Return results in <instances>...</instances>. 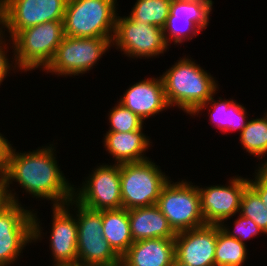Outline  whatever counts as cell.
<instances>
[{
    "label": "cell",
    "instance_id": "cell-19",
    "mask_svg": "<svg viewBox=\"0 0 267 266\" xmlns=\"http://www.w3.org/2000/svg\"><path fill=\"white\" fill-rule=\"evenodd\" d=\"M128 216L133 242L154 238L174 239L177 234L156 204L128 209Z\"/></svg>",
    "mask_w": 267,
    "mask_h": 266
},
{
    "label": "cell",
    "instance_id": "cell-18",
    "mask_svg": "<svg viewBox=\"0 0 267 266\" xmlns=\"http://www.w3.org/2000/svg\"><path fill=\"white\" fill-rule=\"evenodd\" d=\"M174 259V239H145L129 247L121 257L120 266H171Z\"/></svg>",
    "mask_w": 267,
    "mask_h": 266
},
{
    "label": "cell",
    "instance_id": "cell-15",
    "mask_svg": "<svg viewBox=\"0 0 267 266\" xmlns=\"http://www.w3.org/2000/svg\"><path fill=\"white\" fill-rule=\"evenodd\" d=\"M175 259L188 266H215L217 225L178 232L174 238Z\"/></svg>",
    "mask_w": 267,
    "mask_h": 266
},
{
    "label": "cell",
    "instance_id": "cell-9",
    "mask_svg": "<svg viewBox=\"0 0 267 266\" xmlns=\"http://www.w3.org/2000/svg\"><path fill=\"white\" fill-rule=\"evenodd\" d=\"M112 39L64 36L53 60L42 71L65 77L85 74L112 47Z\"/></svg>",
    "mask_w": 267,
    "mask_h": 266
},
{
    "label": "cell",
    "instance_id": "cell-28",
    "mask_svg": "<svg viewBox=\"0 0 267 266\" xmlns=\"http://www.w3.org/2000/svg\"><path fill=\"white\" fill-rule=\"evenodd\" d=\"M220 227L230 237L238 239L242 243H245V240L250 239L258 234L264 233L253 220L240 214L236 221H234L233 231L224 223H222Z\"/></svg>",
    "mask_w": 267,
    "mask_h": 266
},
{
    "label": "cell",
    "instance_id": "cell-33",
    "mask_svg": "<svg viewBox=\"0 0 267 266\" xmlns=\"http://www.w3.org/2000/svg\"><path fill=\"white\" fill-rule=\"evenodd\" d=\"M171 266H188V265H185V264L181 263L180 261H178L177 259H174Z\"/></svg>",
    "mask_w": 267,
    "mask_h": 266
},
{
    "label": "cell",
    "instance_id": "cell-36",
    "mask_svg": "<svg viewBox=\"0 0 267 266\" xmlns=\"http://www.w3.org/2000/svg\"><path fill=\"white\" fill-rule=\"evenodd\" d=\"M66 266H83V265L75 264V265H66Z\"/></svg>",
    "mask_w": 267,
    "mask_h": 266
},
{
    "label": "cell",
    "instance_id": "cell-1",
    "mask_svg": "<svg viewBox=\"0 0 267 266\" xmlns=\"http://www.w3.org/2000/svg\"><path fill=\"white\" fill-rule=\"evenodd\" d=\"M54 151L53 144L25 153L16 152L11 145L0 178L8 187L12 203H19L15 190L10 189L13 181L32 197L51 200L53 205H64L73 199L74 185L60 171Z\"/></svg>",
    "mask_w": 267,
    "mask_h": 266
},
{
    "label": "cell",
    "instance_id": "cell-25",
    "mask_svg": "<svg viewBox=\"0 0 267 266\" xmlns=\"http://www.w3.org/2000/svg\"><path fill=\"white\" fill-rule=\"evenodd\" d=\"M171 0H137L128 17L133 21L163 28L170 14Z\"/></svg>",
    "mask_w": 267,
    "mask_h": 266
},
{
    "label": "cell",
    "instance_id": "cell-26",
    "mask_svg": "<svg viewBox=\"0 0 267 266\" xmlns=\"http://www.w3.org/2000/svg\"><path fill=\"white\" fill-rule=\"evenodd\" d=\"M239 214L253 220L264 234H267V209L250 185L243 192Z\"/></svg>",
    "mask_w": 267,
    "mask_h": 266
},
{
    "label": "cell",
    "instance_id": "cell-14",
    "mask_svg": "<svg viewBox=\"0 0 267 266\" xmlns=\"http://www.w3.org/2000/svg\"><path fill=\"white\" fill-rule=\"evenodd\" d=\"M228 184L211 185L206 188L198 186L201 212L206 225H221L235 214H239L243 192L249 185L248 178L231 177Z\"/></svg>",
    "mask_w": 267,
    "mask_h": 266
},
{
    "label": "cell",
    "instance_id": "cell-32",
    "mask_svg": "<svg viewBox=\"0 0 267 266\" xmlns=\"http://www.w3.org/2000/svg\"><path fill=\"white\" fill-rule=\"evenodd\" d=\"M11 145L9 140L0 133V170L6 163Z\"/></svg>",
    "mask_w": 267,
    "mask_h": 266
},
{
    "label": "cell",
    "instance_id": "cell-11",
    "mask_svg": "<svg viewBox=\"0 0 267 266\" xmlns=\"http://www.w3.org/2000/svg\"><path fill=\"white\" fill-rule=\"evenodd\" d=\"M92 171L82 187H74L73 198L92 210L122 208L120 164H102Z\"/></svg>",
    "mask_w": 267,
    "mask_h": 266
},
{
    "label": "cell",
    "instance_id": "cell-34",
    "mask_svg": "<svg viewBox=\"0 0 267 266\" xmlns=\"http://www.w3.org/2000/svg\"><path fill=\"white\" fill-rule=\"evenodd\" d=\"M0 37L4 34V31L2 30L4 28L3 26V16H0Z\"/></svg>",
    "mask_w": 267,
    "mask_h": 266
},
{
    "label": "cell",
    "instance_id": "cell-21",
    "mask_svg": "<svg viewBox=\"0 0 267 266\" xmlns=\"http://www.w3.org/2000/svg\"><path fill=\"white\" fill-rule=\"evenodd\" d=\"M209 105V106H208ZM208 106V107H207ZM209 111L210 123L216 125L224 134L231 131L239 130L240 133L243 128L248 124L249 117L246 116L247 109L240 103L230 98L222 99L219 97V101L215 100L212 96L205 104H202L191 116L199 115L202 110Z\"/></svg>",
    "mask_w": 267,
    "mask_h": 266
},
{
    "label": "cell",
    "instance_id": "cell-8",
    "mask_svg": "<svg viewBox=\"0 0 267 266\" xmlns=\"http://www.w3.org/2000/svg\"><path fill=\"white\" fill-rule=\"evenodd\" d=\"M192 184L186 180L175 183L169 180L156 203L176 233L206 225L201 212L198 186Z\"/></svg>",
    "mask_w": 267,
    "mask_h": 266
},
{
    "label": "cell",
    "instance_id": "cell-31",
    "mask_svg": "<svg viewBox=\"0 0 267 266\" xmlns=\"http://www.w3.org/2000/svg\"><path fill=\"white\" fill-rule=\"evenodd\" d=\"M12 204V200L5 182L0 178V214Z\"/></svg>",
    "mask_w": 267,
    "mask_h": 266
},
{
    "label": "cell",
    "instance_id": "cell-17",
    "mask_svg": "<svg viewBox=\"0 0 267 266\" xmlns=\"http://www.w3.org/2000/svg\"><path fill=\"white\" fill-rule=\"evenodd\" d=\"M117 102L135 113L142 121L169 109L161 76L133 84Z\"/></svg>",
    "mask_w": 267,
    "mask_h": 266
},
{
    "label": "cell",
    "instance_id": "cell-3",
    "mask_svg": "<svg viewBox=\"0 0 267 266\" xmlns=\"http://www.w3.org/2000/svg\"><path fill=\"white\" fill-rule=\"evenodd\" d=\"M63 21H48L18 31L9 40L12 43L17 70L25 72L45 69L53 60L64 38Z\"/></svg>",
    "mask_w": 267,
    "mask_h": 266
},
{
    "label": "cell",
    "instance_id": "cell-24",
    "mask_svg": "<svg viewBox=\"0 0 267 266\" xmlns=\"http://www.w3.org/2000/svg\"><path fill=\"white\" fill-rule=\"evenodd\" d=\"M240 134L243 149L253 157L262 159L267 154V112L263 117L251 119Z\"/></svg>",
    "mask_w": 267,
    "mask_h": 266
},
{
    "label": "cell",
    "instance_id": "cell-12",
    "mask_svg": "<svg viewBox=\"0 0 267 266\" xmlns=\"http://www.w3.org/2000/svg\"><path fill=\"white\" fill-rule=\"evenodd\" d=\"M68 0H3V26L10 38L25 28L63 21Z\"/></svg>",
    "mask_w": 267,
    "mask_h": 266
},
{
    "label": "cell",
    "instance_id": "cell-6",
    "mask_svg": "<svg viewBox=\"0 0 267 266\" xmlns=\"http://www.w3.org/2000/svg\"><path fill=\"white\" fill-rule=\"evenodd\" d=\"M169 180L168 175L151 159L120 164L122 208L128 210L155 205Z\"/></svg>",
    "mask_w": 267,
    "mask_h": 266
},
{
    "label": "cell",
    "instance_id": "cell-27",
    "mask_svg": "<svg viewBox=\"0 0 267 266\" xmlns=\"http://www.w3.org/2000/svg\"><path fill=\"white\" fill-rule=\"evenodd\" d=\"M116 105L109 111L108 120L111 126L107 132L127 133L143 129L144 121L119 102Z\"/></svg>",
    "mask_w": 267,
    "mask_h": 266
},
{
    "label": "cell",
    "instance_id": "cell-29",
    "mask_svg": "<svg viewBox=\"0 0 267 266\" xmlns=\"http://www.w3.org/2000/svg\"><path fill=\"white\" fill-rule=\"evenodd\" d=\"M255 180L248 178V184L258 193L267 209V160L255 170Z\"/></svg>",
    "mask_w": 267,
    "mask_h": 266
},
{
    "label": "cell",
    "instance_id": "cell-5",
    "mask_svg": "<svg viewBox=\"0 0 267 266\" xmlns=\"http://www.w3.org/2000/svg\"><path fill=\"white\" fill-rule=\"evenodd\" d=\"M73 205L75 206L74 209ZM69 206L76 213L78 225L77 264L83 266H120L121 258L103 236L102 210H92L74 198Z\"/></svg>",
    "mask_w": 267,
    "mask_h": 266
},
{
    "label": "cell",
    "instance_id": "cell-35",
    "mask_svg": "<svg viewBox=\"0 0 267 266\" xmlns=\"http://www.w3.org/2000/svg\"><path fill=\"white\" fill-rule=\"evenodd\" d=\"M2 9H3V0H0V16H3Z\"/></svg>",
    "mask_w": 267,
    "mask_h": 266
},
{
    "label": "cell",
    "instance_id": "cell-20",
    "mask_svg": "<svg viewBox=\"0 0 267 266\" xmlns=\"http://www.w3.org/2000/svg\"><path fill=\"white\" fill-rule=\"evenodd\" d=\"M142 130L127 133L107 132L104 135L105 150L115 159V164L141 162L150 159L145 157L144 153L146 150L148 151L152 142Z\"/></svg>",
    "mask_w": 267,
    "mask_h": 266
},
{
    "label": "cell",
    "instance_id": "cell-2",
    "mask_svg": "<svg viewBox=\"0 0 267 266\" xmlns=\"http://www.w3.org/2000/svg\"><path fill=\"white\" fill-rule=\"evenodd\" d=\"M169 107H178L190 116L216 94L218 83L195 60L182 57L161 75Z\"/></svg>",
    "mask_w": 267,
    "mask_h": 266
},
{
    "label": "cell",
    "instance_id": "cell-22",
    "mask_svg": "<svg viewBox=\"0 0 267 266\" xmlns=\"http://www.w3.org/2000/svg\"><path fill=\"white\" fill-rule=\"evenodd\" d=\"M103 236L113 251L121 258L134 243L128 210L125 208L102 210Z\"/></svg>",
    "mask_w": 267,
    "mask_h": 266
},
{
    "label": "cell",
    "instance_id": "cell-10",
    "mask_svg": "<svg viewBox=\"0 0 267 266\" xmlns=\"http://www.w3.org/2000/svg\"><path fill=\"white\" fill-rule=\"evenodd\" d=\"M117 14L112 46L133 59L159 57L169 50L163 29L151 24L133 21ZM135 57V58H134Z\"/></svg>",
    "mask_w": 267,
    "mask_h": 266
},
{
    "label": "cell",
    "instance_id": "cell-4",
    "mask_svg": "<svg viewBox=\"0 0 267 266\" xmlns=\"http://www.w3.org/2000/svg\"><path fill=\"white\" fill-rule=\"evenodd\" d=\"M117 0H68L64 35L81 38H113Z\"/></svg>",
    "mask_w": 267,
    "mask_h": 266
},
{
    "label": "cell",
    "instance_id": "cell-30",
    "mask_svg": "<svg viewBox=\"0 0 267 266\" xmlns=\"http://www.w3.org/2000/svg\"><path fill=\"white\" fill-rule=\"evenodd\" d=\"M5 34H3L1 37H0V85L2 84V82L5 80L6 76L8 77L9 74L8 72L10 70H13L16 69V65L12 64L9 62V58L7 56V45L8 43L6 44V40L4 39L5 38ZM4 39V40H3ZM6 49V51H5ZM6 52V53H5ZM14 66V67H13ZM13 68V69H11Z\"/></svg>",
    "mask_w": 267,
    "mask_h": 266
},
{
    "label": "cell",
    "instance_id": "cell-16",
    "mask_svg": "<svg viewBox=\"0 0 267 266\" xmlns=\"http://www.w3.org/2000/svg\"><path fill=\"white\" fill-rule=\"evenodd\" d=\"M52 207L53 219L49 248L54 258L53 266L75 265L77 264L78 238L76 215L70 213L69 202L64 205H52Z\"/></svg>",
    "mask_w": 267,
    "mask_h": 266
},
{
    "label": "cell",
    "instance_id": "cell-7",
    "mask_svg": "<svg viewBox=\"0 0 267 266\" xmlns=\"http://www.w3.org/2000/svg\"><path fill=\"white\" fill-rule=\"evenodd\" d=\"M12 203L0 214V266L16 263L25 246L43 235L37 213Z\"/></svg>",
    "mask_w": 267,
    "mask_h": 266
},
{
    "label": "cell",
    "instance_id": "cell-23",
    "mask_svg": "<svg viewBox=\"0 0 267 266\" xmlns=\"http://www.w3.org/2000/svg\"><path fill=\"white\" fill-rule=\"evenodd\" d=\"M247 252L245 243L230 237L220 225H217L215 266H243Z\"/></svg>",
    "mask_w": 267,
    "mask_h": 266
},
{
    "label": "cell",
    "instance_id": "cell-13",
    "mask_svg": "<svg viewBox=\"0 0 267 266\" xmlns=\"http://www.w3.org/2000/svg\"><path fill=\"white\" fill-rule=\"evenodd\" d=\"M213 3L212 0H171L170 14L162 28L167 44L170 45L172 39L174 45L192 40L204 30L209 24Z\"/></svg>",
    "mask_w": 267,
    "mask_h": 266
}]
</instances>
